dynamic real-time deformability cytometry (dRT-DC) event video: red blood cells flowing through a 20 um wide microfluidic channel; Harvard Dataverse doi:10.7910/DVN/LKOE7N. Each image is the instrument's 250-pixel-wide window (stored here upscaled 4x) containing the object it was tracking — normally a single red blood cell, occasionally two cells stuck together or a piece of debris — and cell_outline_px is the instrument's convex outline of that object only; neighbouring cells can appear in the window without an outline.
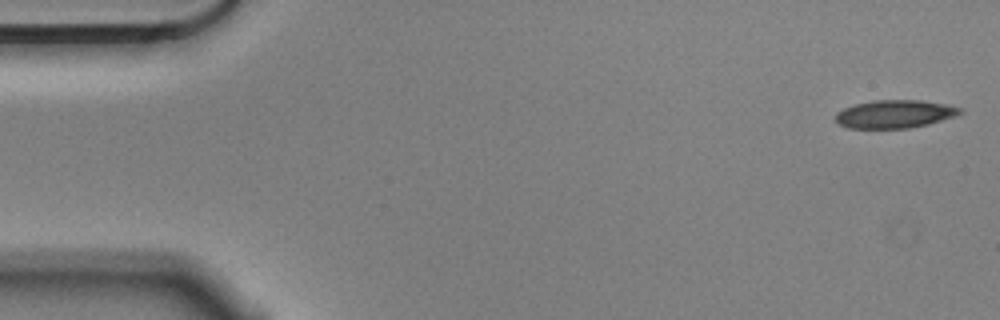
{"species": "Egyptian fruit bat (a non-hibernating species)", "species_latin": "Rousettus aegyptiacus", "temperature_condition": "cold", "stored_images_in_passage": 55, "camera_frame_rate_fps": 3000, "um_per_image_px": 0.085, "animal": {"sex": "male"}, "frame": {"image": 1, "passage_image": 1, "time_ms": 0.0, "image_size_px": [1000, 320], "cell_outline_px": [[964, 112], [928, 124], [908, 128], [848, 128], [840, 124], [836, 120], [836, 112], [844, 108], [856, 104], [876, 100], [920, 100], [948, 104], [964, 108]], "centroid_in_image_um": [76.08, 9.68], "position_along_channel_um": 8.9, "area_um2": 20.23}}
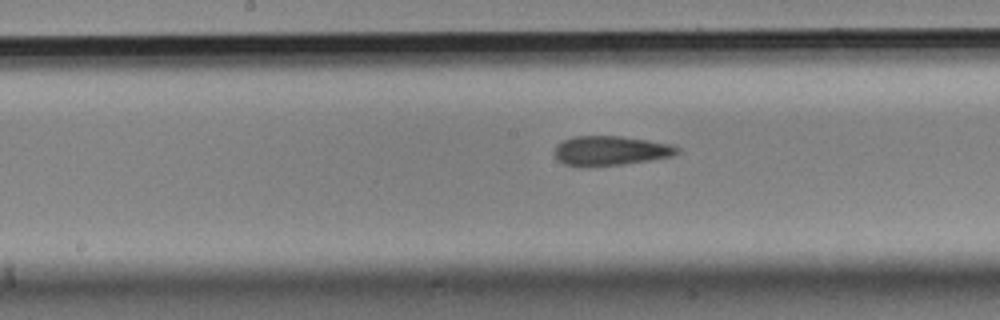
{"frame": {"image": 2, "passage_image": 27, "time_ms": 8.667, "image_size_px": [1000, 320], "cell_outline_px": [[680, 152], [672, 156], [648, 160], [620, 164], [588, 168], [584, 168], [564, 164], [556, 156], [556, 144], [564, 140], [576, 136], [620, 136], [648, 140], [668, 144], [680, 148]], "centroid_in_image_um": [51.88, 12.82], "position_along_channel_um": 196.3, "area_um2": 21.04}}
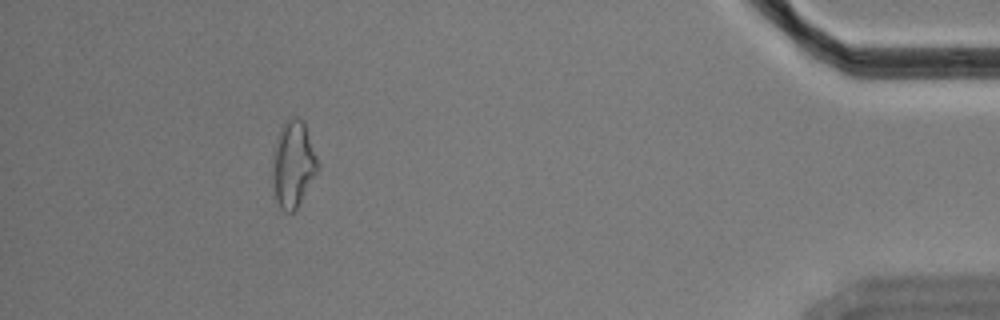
{"frame": {"image": 3, "passage_image": 50, "time_ms": 16.333, "image_size_px": [1000, 320], "cell_outline_px": [[320, 168], [296, 208], [292, 212], [284, 212], [280, 208], [276, 200], [272, 172], [272, 168], [276, 136], [280, 128], [292, 116], [296, 116], [304, 120]], "centroid_in_image_um": [24.92, 13.93], "position_along_channel_um": 410.3, "area_um2": 22.66}, "authors_computed_cell_mechanics": {"area_um2": 21.0392, "velocity_mm_per_s": 3.5643, "shape_relaxation_time_tau1_ms": 6.6089, "shape_relaxation_time_tau2_ms": 3.4786, "deformation_change_tau1": 0.1622, "deformation_change_tau2": 0.1174}}